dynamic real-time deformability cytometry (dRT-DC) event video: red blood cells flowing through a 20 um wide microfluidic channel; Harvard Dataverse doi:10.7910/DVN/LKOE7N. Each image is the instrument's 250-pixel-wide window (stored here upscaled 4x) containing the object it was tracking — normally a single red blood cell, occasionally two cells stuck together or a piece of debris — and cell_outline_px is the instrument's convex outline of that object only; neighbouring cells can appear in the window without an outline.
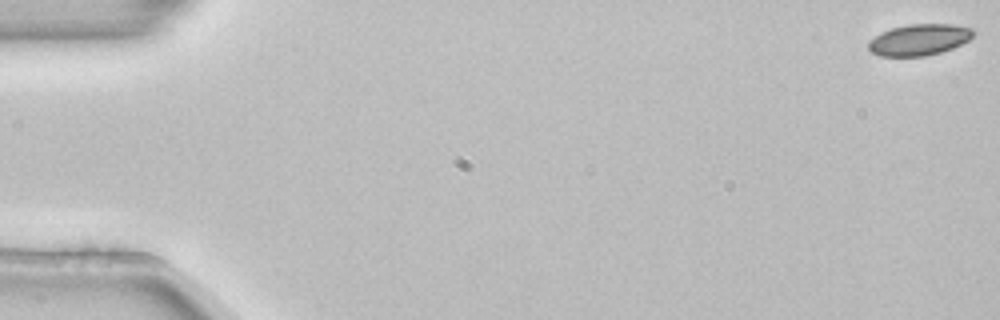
{"species": "common noctule bat (a hibernating species)", "species_latin": "Nyctalus noctula", "temperature_condition": "room temperature", "stored_images_in_passage": 5, "segment_of_instrument_passage": [2, 2], "camera_frame_rate_fps": 3000, "um_per_image_px": 0.085, "animal": {"sex": "female", "body_mass_g": 22.7, "forearm_length_mm": 54.2}, "frame": {"image": 1, "passage_image": 5, "time_ms": 1.333, "image_size_px": [1000, 320], "cell_outline_px": [[976, 32], [968, 40], [952, 48], [940, 52], [924, 56], [880, 56], [872, 52], [868, 48], [868, 40], [880, 32], [892, 28], [908, 24], [952, 24], [972, 28]], "centroid_in_image_um": [78.11, 3.37], "position_along_channel_um": 6.9, "area_um2": 19.13}}